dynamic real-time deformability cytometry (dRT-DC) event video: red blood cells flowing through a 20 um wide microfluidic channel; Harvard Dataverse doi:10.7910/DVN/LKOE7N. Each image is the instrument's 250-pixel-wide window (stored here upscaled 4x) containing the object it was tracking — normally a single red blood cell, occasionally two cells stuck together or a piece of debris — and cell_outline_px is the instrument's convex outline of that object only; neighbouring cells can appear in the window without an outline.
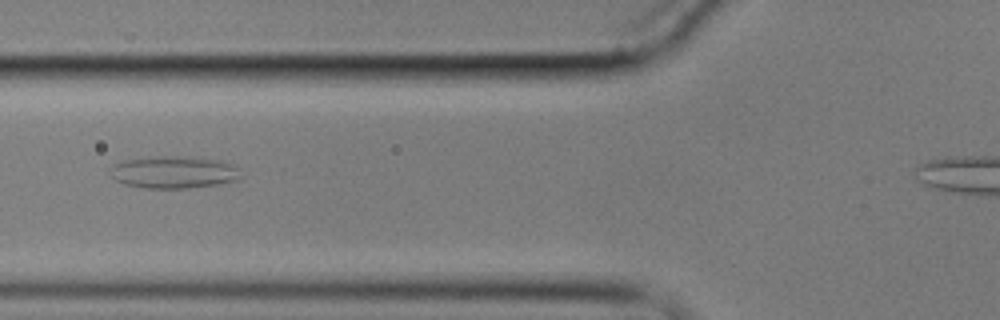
{"species": "common noctule bat (a hibernating species)", "species_latin": "Nyctalus noctula", "temperature_condition": "cold", "stored_images_in_passage": 41, "camera_frame_rate_fps": 3000, "um_per_image_px": 0.085, "animal": {"sex": "male", "body_mass_g": 17.9}, "frame": {"image": 1, "passage_image": 8, "time_ms": 2.333, "image_size_px": [1000, 320], "cell_outline_px": [[236, 180], [216, 184], [188, 188], [144, 188], [124, 184], [116, 180], [108, 172], [112, 164], [124, 160], [160, 156], [200, 156], [220, 160], [236, 164]], "centroid_in_image_um": [14.72, 14.61], "position_along_channel_um": 111.1, "area_um2": 24.62}}
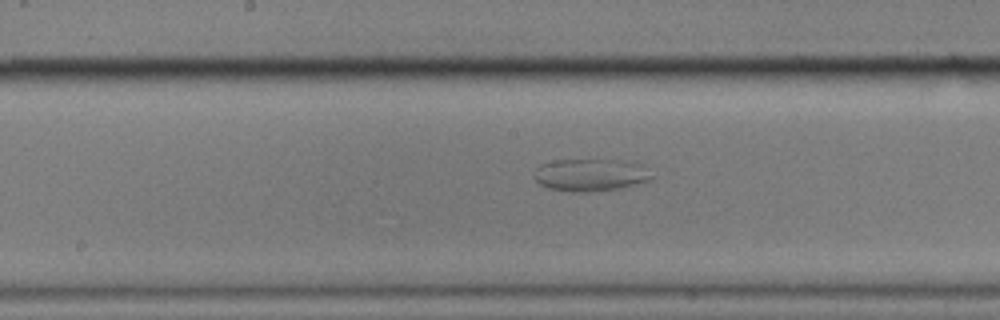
{"frame": {"image": 2, "passage_image": 16, "time_ms": 5.0, "image_size_px": [1000, 320], "cell_outline_px": [[656, 176], [652, 180], [620, 188], [588, 192], [572, 192], [548, 188], [540, 184], [532, 176], [532, 172], [540, 164], [552, 160], [632, 160], [640, 164]], "centroid_in_image_um": [50.2, 14.86], "position_along_channel_um": 198.0, "area_um2": 22.66}}
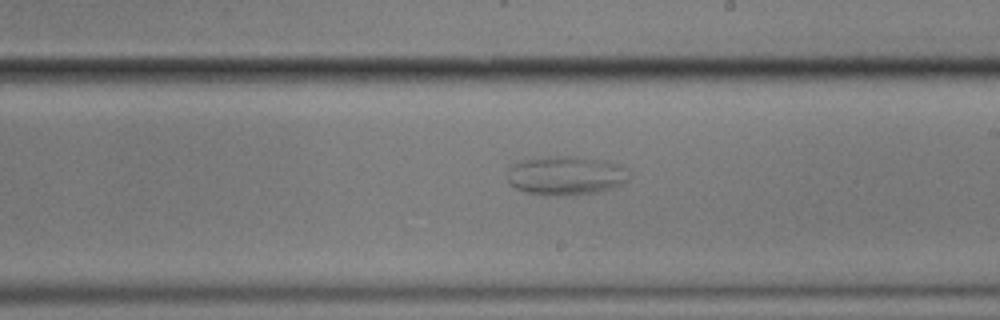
{"frame": {"image": 3, "passage_image": 20, "time_ms": 6.333, "image_size_px": [1000, 320], "cell_outline_px": [[632, 176], [628, 180], [612, 188], [596, 192], [564, 196], [556, 196], [524, 192], [508, 184], [508, 164], [520, 160], [552, 156], [576, 156], [608, 160], [620, 164], [628, 168], [632, 172]], "centroid_in_image_um": [48.12, 14.9], "position_along_channel_um": 240.9, "area_um2": 28.44}}